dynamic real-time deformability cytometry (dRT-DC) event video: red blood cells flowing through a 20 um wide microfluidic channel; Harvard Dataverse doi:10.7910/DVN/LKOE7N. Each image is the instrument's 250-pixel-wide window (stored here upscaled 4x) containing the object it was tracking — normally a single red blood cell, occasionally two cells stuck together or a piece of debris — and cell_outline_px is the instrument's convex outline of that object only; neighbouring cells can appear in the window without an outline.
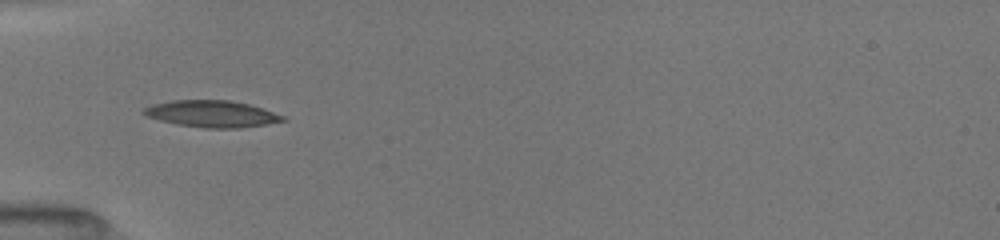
{"species": "common noctule bat (a hibernating species)", "species_latin": "Nyctalus noctula", "temperature_condition": "room temperature", "stored_images_in_passage": 24, "camera_frame_rate_fps": 3000, "um_per_image_px": 0.085, "animal": {"sex": "female", "body_mass_g": 19.5, "forearm_length_mm": 54.1}, "frame": {"image": 1, "passage_image": 2, "time_ms": 0.333, "image_size_px": [1000, 240], "cell_outline_px": [[288, 120], [268, 124], [236, 128], [204, 128], [176, 124], [144, 116], [140, 112], [144, 108], [152, 104], [172, 100], [228, 100], [248, 104], [264, 108], [284, 116]], "centroid_in_image_um": [17.99, 9.68], "position_along_channel_um": 67.0, "area_um2": 21.79}}
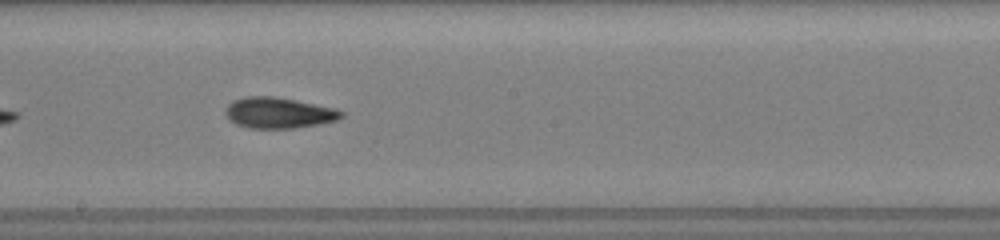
{"frame": {"image": 2, "passage_image": 7, "time_ms": 4.333, "image_size_px": [1000, 240], "cell_outline_px": [[344, 116], [336, 120], [320, 124], [296, 128], [248, 128], [236, 124], [228, 120], [224, 112], [224, 108], [232, 100], [244, 96], [276, 96], [336, 108], [344, 112]], "centroid_in_image_um": [23.65, 9.58], "position_along_channel_um": 224.5, "area_um2": 21.21}}
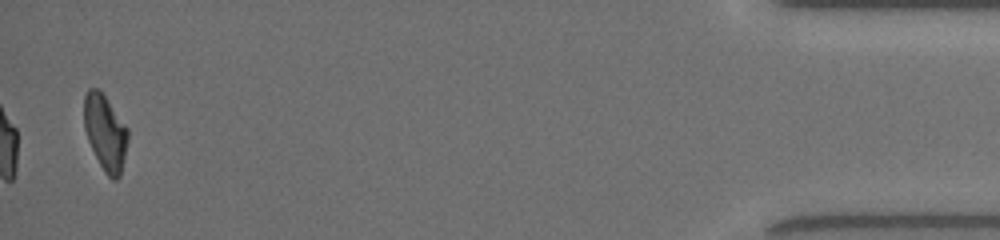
{"frame": {"image": 3, "passage_image": 24, "time_ms": 11.333, "image_size_px": [1000, 240], "cell_outline_px": [[128, 140], [120, 176], [116, 180], [112, 180], [104, 172], [88, 140], [84, 128], [84, 96], [88, 88], [96, 88], [104, 96], [128, 128]], "centroid_in_image_um": [8.94, 11.28], "position_along_channel_um": 426.3, "area_um2": 19.07}, "authors_computed_cell_mechanics": {"area_um2": 19.7676, "velocity_mm_per_s": 3.996, "shape_relaxation_time_tau1_ms": 5.553, "shape_relaxation_time_tau2_ms": 2.9836, "deformation_change_tau1": 0.1486, "deformation_change_tau2": 0.091}}